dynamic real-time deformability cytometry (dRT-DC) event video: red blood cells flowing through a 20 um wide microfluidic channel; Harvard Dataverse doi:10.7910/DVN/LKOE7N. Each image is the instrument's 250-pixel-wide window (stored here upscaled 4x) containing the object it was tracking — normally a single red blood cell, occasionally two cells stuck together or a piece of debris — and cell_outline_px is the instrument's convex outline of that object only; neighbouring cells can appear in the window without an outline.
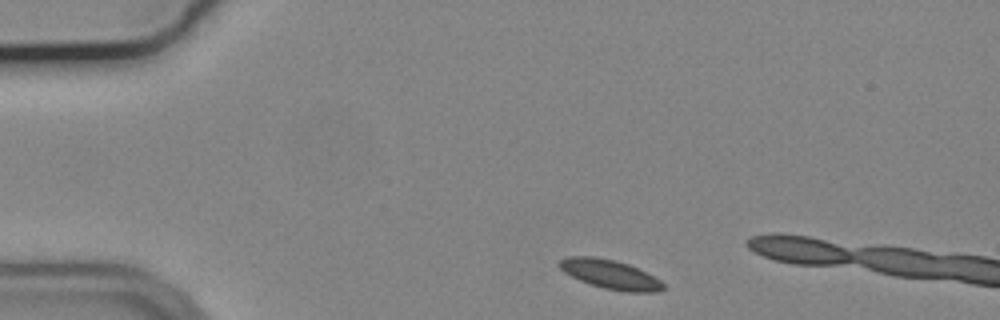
{"species": "common noctule bat (a hibernating species)", "species_latin": "Nyctalus noctula", "temperature_condition": "cold", "stored_images_in_passage": 5, "camera_frame_rate_fps": 3000, "um_per_image_px": 0.085, "animal": {"sex": "male", "body_mass_g": 19.2, "forearm_length_mm": 51.8}, "frame": {"image": 1, "passage_image": 1, "time_ms": 0.0, "image_size_px": [1000, 320], "cell_outline_px": [[668, 288], [660, 292], [628, 292], [604, 288], [580, 280], [564, 272], [556, 264], [560, 260], [568, 256], [592, 256], [612, 260], [628, 264], [660, 280]], "centroid_in_image_um": [51.87, 23.33], "position_along_channel_um": 33.1, "area_um2": 17.46}}